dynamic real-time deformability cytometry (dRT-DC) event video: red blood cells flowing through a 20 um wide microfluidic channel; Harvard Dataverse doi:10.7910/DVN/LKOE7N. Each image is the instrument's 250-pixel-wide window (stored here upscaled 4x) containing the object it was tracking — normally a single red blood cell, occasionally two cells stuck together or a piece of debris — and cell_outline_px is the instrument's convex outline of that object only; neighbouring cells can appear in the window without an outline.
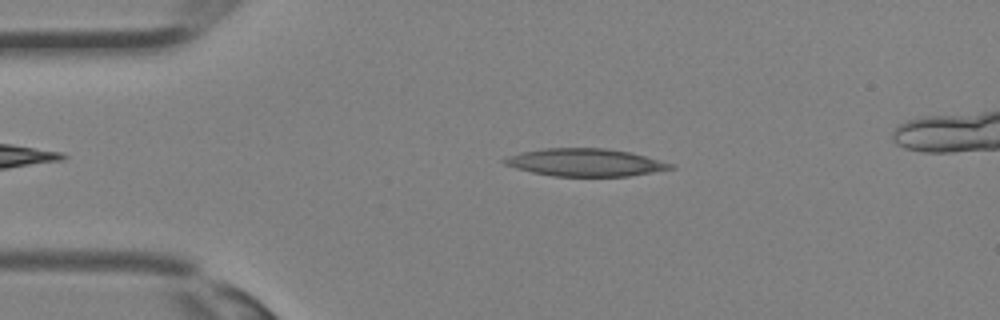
{"species": "Egyptian fruit bat (a non-hibernating species)", "species_latin": "Rousettus aegyptiacus", "temperature_condition": "room temperature", "stored_images_in_passage": 30, "camera_frame_rate_fps": 3000, "um_per_image_px": 0.085, "animal": {"sex": "female"}, "frame": {"image": 1, "passage_image": 6, "time_ms": 1.667, "image_size_px": [1000, 320], "cell_outline_px": [[676, 168], [628, 176], [552, 176], [532, 172], [516, 168], [504, 164], [500, 160], [508, 156], [520, 152], [544, 148], [604, 148], [628, 152], [644, 156], [672, 164]], "centroid_in_image_um": [49.68, 13.81], "position_along_channel_um": 35.3, "area_um2": 26.53}}
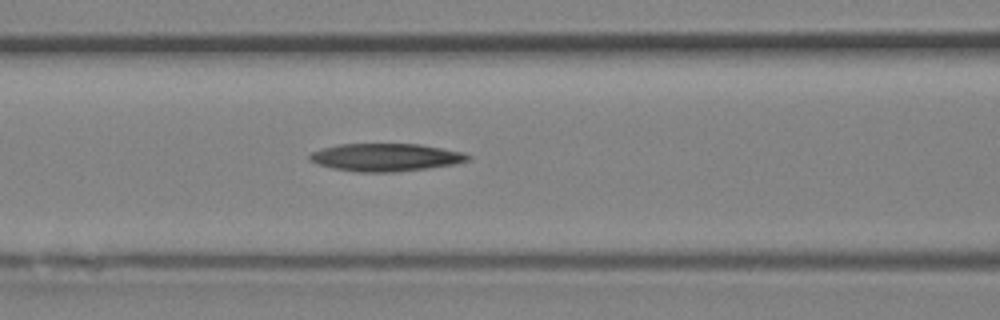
{"frame": {"image": 2, "passage_image": 13, "time_ms": 4.0, "image_size_px": [1000, 320], "cell_outline_px": [[472, 156], [468, 160], [452, 164], [424, 168], [392, 172], [360, 172], [332, 168], [308, 160], [308, 156], [312, 152], [324, 148], [340, 144], [420, 144], [464, 152]], "centroid_in_image_um": [32.78, 13.36], "position_along_channel_um": 133.8, "area_um2": 25.26}}
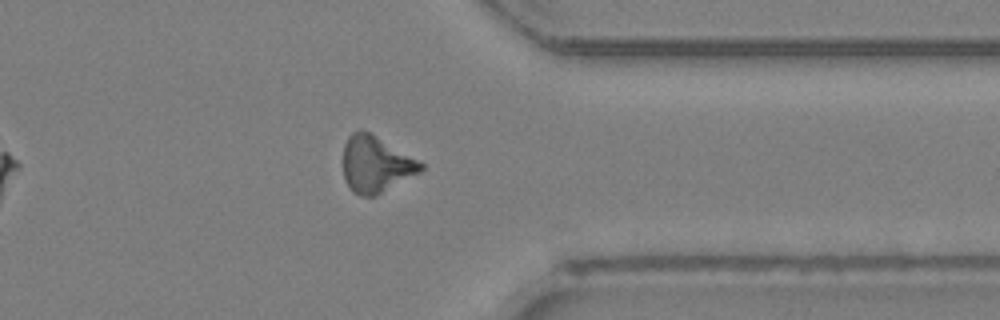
{"frame": {"image": 3, "passage_image": 26, "time_ms": 8.333, "image_size_px": [1000, 320], "cell_outline_px": [[424, 168], [420, 172], [376, 196], [360, 196], [352, 192], [344, 176], [344, 144], [348, 136], [352, 132], [360, 128], [368, 132], [424, 164]], "centroid_in_image_um": [31.92, 13.98], "position_along_channel_um": 379.5, "area_um2": 25.09}}